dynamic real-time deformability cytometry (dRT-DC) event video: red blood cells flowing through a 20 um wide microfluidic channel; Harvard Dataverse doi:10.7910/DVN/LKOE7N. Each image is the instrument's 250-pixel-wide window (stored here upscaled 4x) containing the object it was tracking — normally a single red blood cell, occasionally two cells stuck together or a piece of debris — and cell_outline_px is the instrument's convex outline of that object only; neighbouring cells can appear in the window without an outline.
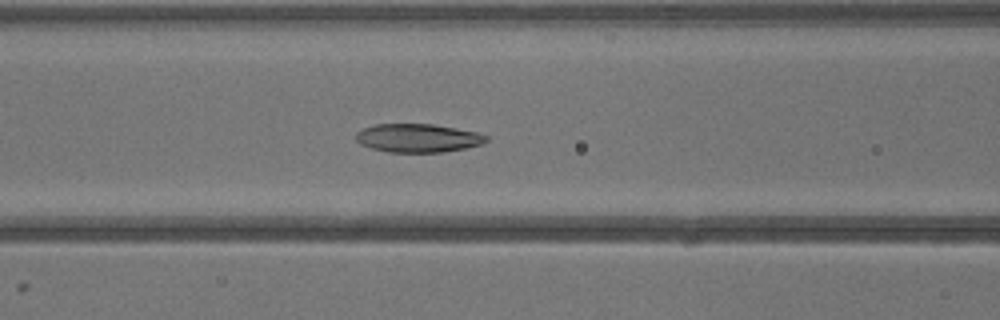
{"species": "common noctule bat (a hibernating species)", "species_latin": "Nyctalus noctula", "temperature_condition": "warm", "stored_images_in_passage": 30, "camera_frame_rate_fps": 3000, "um_per_image_px": 0.085, "animal": {"sex": "male", "body_mass_g": 13.3}, "frame": {"image": 1, "passage_image": 7, "time_ms": 2.0, "image_size_px": [1000, 320], "cell_outline_px": [[488, 140], [480, 144], [468, 148], [444, 152], [388, 152], [372, 148], [360, 144], [356, 140], [356, 132], [364, 128], [376, 124], [432, 124], [456, 128], [476, 132], [488, 136]], "centroid_in_image_um": [35.53, 11.73], "position_along_channel_um": 131.1, "area_um2": 21.62}}
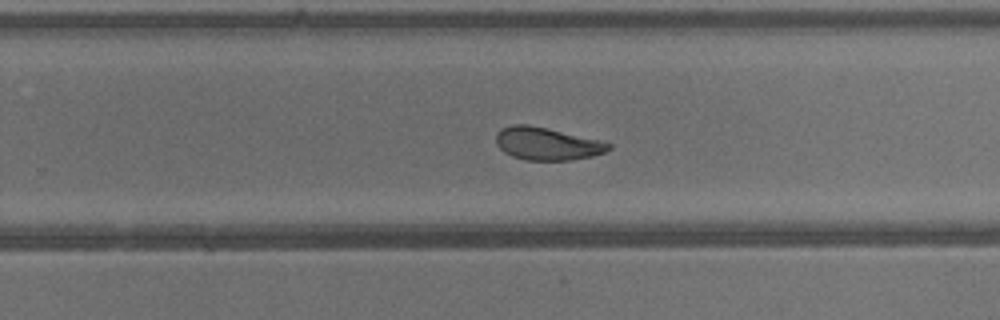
{"frame": {"image": 2, "passage_image": 16, "time_ms": 5.0, "image_size_px": [1000, 320], "cell_outline_px": [[612, 148], [604, 152], [592, 156], [572, 160], [524, 160], [512, 156], [504, 152], [496, 144], [496, 132], [500, 128], [512, 124], [528, 124], [548, 128], [600, 140], [612, 144]], "centroid_in_image_um": [46.47, 12.21], "position_along_channel_um": 283.3, "area_um2": 21.62}}
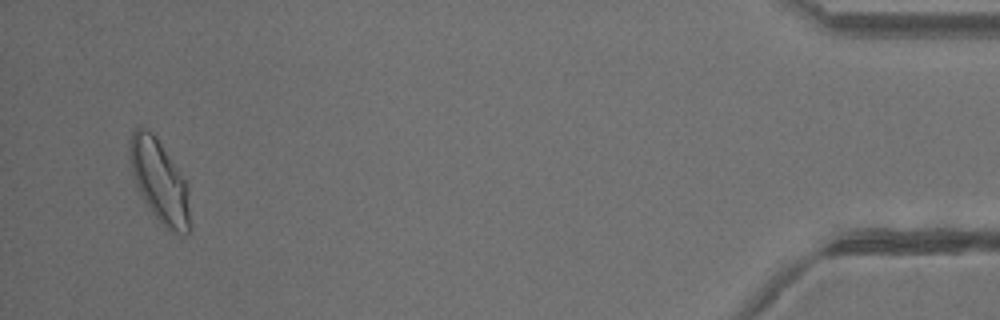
{"frame": {"image": 3, "passage_image": 29, "time_ms": 9.333, "image_size_px": [1000, 320], "cell_outline_px": [[188, 232], [172, 232], [152, 212], [144, 200], [136, 184], [132, 172], [128, 156], [128, 140], [132, 132], [136, 128], [144, 128], [152, 132], [156, 136], [184, 180], [188, 188]], "centroid_in_image_um": [13.49, 15.31], "position_along_channel_um": 421.7, "area_um2": 28.03}}